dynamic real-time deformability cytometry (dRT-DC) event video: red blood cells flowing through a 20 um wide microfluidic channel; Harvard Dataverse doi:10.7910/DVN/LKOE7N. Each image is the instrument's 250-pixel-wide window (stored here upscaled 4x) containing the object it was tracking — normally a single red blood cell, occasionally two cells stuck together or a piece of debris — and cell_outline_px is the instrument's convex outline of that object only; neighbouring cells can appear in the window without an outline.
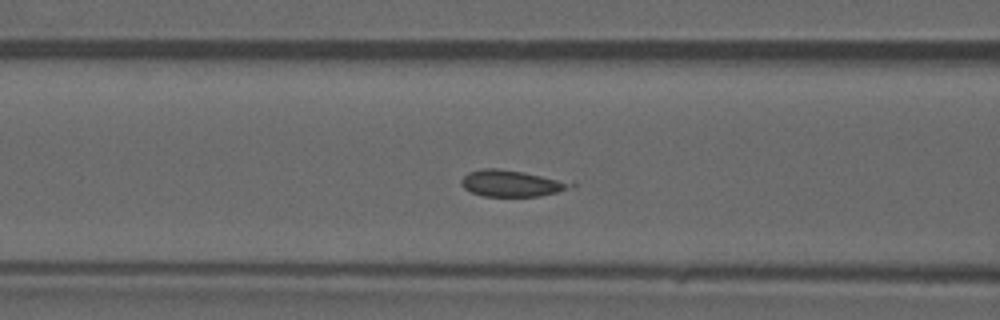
{"species": "common noctule bat (a hibernating species)", "species_latin": "Nyctalus noctula", "temperature_condition": "warm", "stored_images_in_passage": 42, "camera_frame_rate_fps": 3000, "um_per_image_px": 0.085, "animal": {"sex": "male", "forearm_length_mm": 52.5}, "frame": {"image": 1, "passage_image": 13, "time_ms": 4.0, "image_size_px": [1000, 320], "cell_outline_px": [[576, 184], [556, 192], [540, 196], [480, 196], [464, 188], [460, 184], [460, 180], [468, 172], [484, 168], [496, 168], [524, 172], [576, 180]], "centroid_in_image_um": [43.54, 15.57], "position_along_channel_um": 123.1, "area_um2": 17.22}}